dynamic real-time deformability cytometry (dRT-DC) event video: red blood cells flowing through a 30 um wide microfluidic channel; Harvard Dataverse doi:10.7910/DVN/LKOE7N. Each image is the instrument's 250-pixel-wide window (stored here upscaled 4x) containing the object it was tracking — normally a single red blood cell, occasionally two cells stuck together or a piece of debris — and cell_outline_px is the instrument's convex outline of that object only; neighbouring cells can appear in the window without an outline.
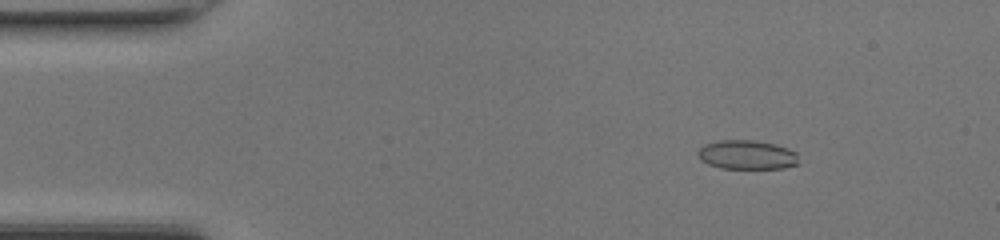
{"species": "common noctule bat (a hibernating species)", "species_latin": "Nyctalus noctula", "temperature_condition": "room temperature", "stored_images_in_passage": 43, "camera_frame_rate_fps": 3000, "um_per_image_px": 0.085, "animal": {"sex": "female", "body_mass_g": 17.0, "forearm_length_mm": 48.0}, "frame": {"image": 1, "passage_image": 2, "time_ms": 0.333, "image_size_px": [1000, 240], "cell_outline_px": [[800, 164], [784, 168], [720, 168], [708, 164], [700, 160], [696, 152], [704, 144], [720, 140], [756, 140], [788, 148], [796, 152]], "centroid_in_image_um": [63.49, 13.16], "position_along_channel_um": 21.5, "area_um2": 17.22}}
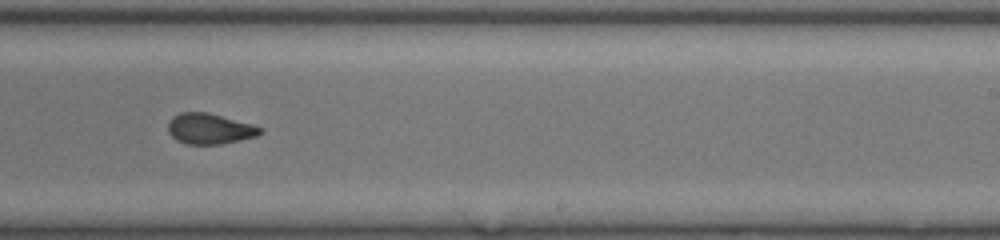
{"frame": {"image": 2, "passage_image": 25, "time_ms": 8.0, "image_size_px": [1000, 240], "cell_outline_px": [[264, 132], [256, 136], [240, 140], [220, 144], [184, 144], [176, 140], [168, 132], [168, 124], [172, 116], [180, 112], [208, 112], [252, 124], [264, 128]], "centroid_in_image_um": [17.82, 10.94], "position_along_channel_um": 271.2, "area_um2": 16.59}}
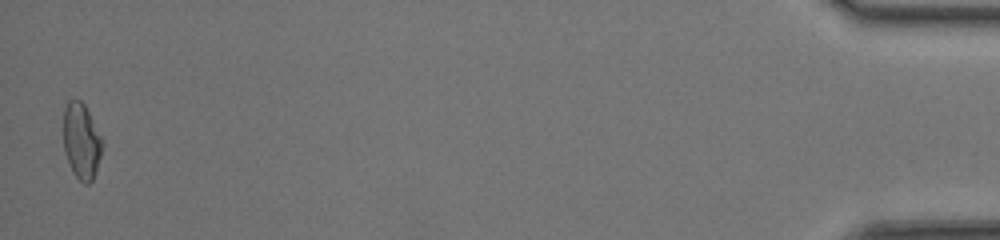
{"frame": {"image": 3, "passage_image": 43, "time_ms": 14.0, "image_size_px": [1000, 240], "cell_outline_px": [[104, 144], [92, 180], [88, 184], [84, 184], [72, 172], [64, 152], [64, 108], [68, 100], [80, 100], [84, 104], [104, 140]], "centroid_in_image_um": [6.93, 11.98], "position_along_channel_um": 428.3, "area_um2": 17.17}, "authors_computed_cell_mechanics": {"area_um2": 16.9354, "velocity_mm_per_s": 4.3104, "shape_relaxation_time_tau1_ms": 4.5854, "shape_relaxation_time_tau2_ms": 1.1292, "deformation_change_tau1": 0.1567, "deformation_change_tau2": 0.0725}}